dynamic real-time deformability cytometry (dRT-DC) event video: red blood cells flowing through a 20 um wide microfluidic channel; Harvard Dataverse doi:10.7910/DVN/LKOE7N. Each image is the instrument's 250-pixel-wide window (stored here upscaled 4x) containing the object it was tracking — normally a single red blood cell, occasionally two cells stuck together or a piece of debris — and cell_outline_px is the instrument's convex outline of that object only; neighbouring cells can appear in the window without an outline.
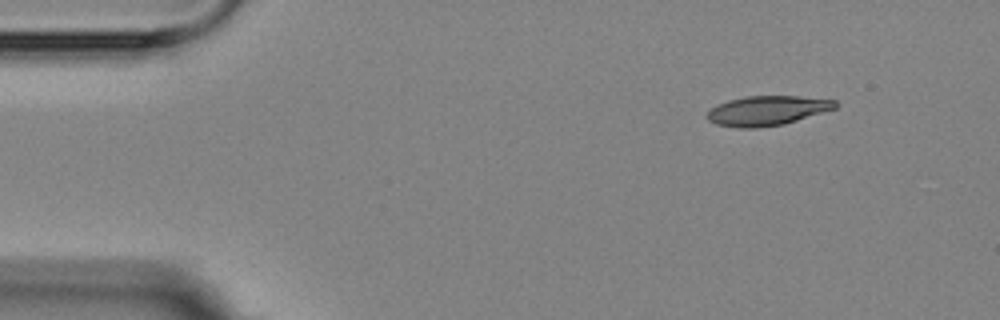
{"species": "Egyptian fruit bat (a non-hibernating species)", "species_latin": "Rousettus aegyptiacus", "temperature_condition": "room temperature", "stored_images_in_passage": 4, "camera_frame_rate_fps": 3000, "um_per_image_px": 0.085, "animal": {"sex": "female"}, "frame": {"image": 1, "passage_image": 1, "time_ms": 0.0, "image_size_px": [1000, 320], "cell_outline_px": [[840, 104], [836, 108], [784, 124], [752, 128], [740, 128], [716, 124], [708, 120], [704, 116], [716, 104], [728, 100], [748, 96], [800, 96], [836, 100]], "centroid_in_image_um": [65.2, 9.4], "position_along_channel_um": 19.8, "area_um2": 22.14}}
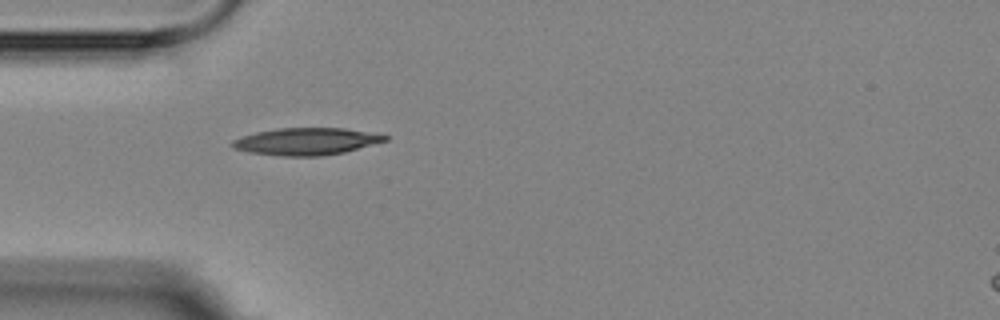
{"frame": {"image": 2, "passage_image": 4, "time_ms": 3.333, "image_size_px": [1000, 320], "cell_outline_px": [[388, 140], [344, 152], [320, 156], [284, 156], [248, 152], [232, 148], [228, 144], [232, 140], [256, 132], [276, 128], [344, 128], [388, 136]], "centroid_in_image_um": [25.97, 12.02], "position_along_channel_um": 59.0, "area_um2": 23.99}}